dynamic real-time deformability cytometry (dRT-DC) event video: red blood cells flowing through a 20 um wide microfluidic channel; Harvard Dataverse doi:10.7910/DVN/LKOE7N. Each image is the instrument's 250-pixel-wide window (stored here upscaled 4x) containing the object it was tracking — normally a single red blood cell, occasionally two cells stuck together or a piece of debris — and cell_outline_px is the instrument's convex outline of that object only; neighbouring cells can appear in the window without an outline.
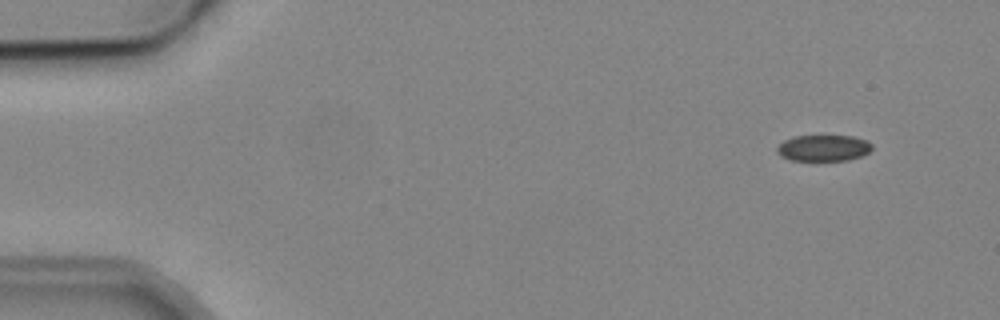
{"species": "common noctule bat (a hibernating species)", "species_latin": "Nyctalus noctula", "temperature_condition": "cold", "stored_images_in_passage": 2, "camera_frame_rate_fps": 3000, "um_per_image_px": 0.085, "animal": {"sex": "male", "body_mass_g": 19.2, "forearm_length_mm": 51.8}, "frame": {"image": 1, "passage_image": 1, "time_ms": 0.0, "image_size_px": [1000, 320], "cell_outline_px": [[872, 148], [868, 152], [860, 156], [848, 160], [792, 160], [780, 156], [776, 152], [776, 148], [784, 140], [796, 136], [852, 136], [864, 140], [872, 144]], "centroid_in_image_um": [69.96, 12.58], "position_along_channel_um": 15.0, "area_um2": 14.33}}